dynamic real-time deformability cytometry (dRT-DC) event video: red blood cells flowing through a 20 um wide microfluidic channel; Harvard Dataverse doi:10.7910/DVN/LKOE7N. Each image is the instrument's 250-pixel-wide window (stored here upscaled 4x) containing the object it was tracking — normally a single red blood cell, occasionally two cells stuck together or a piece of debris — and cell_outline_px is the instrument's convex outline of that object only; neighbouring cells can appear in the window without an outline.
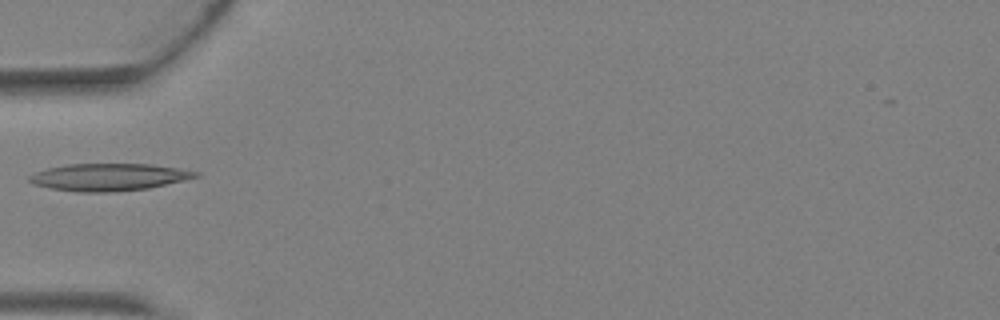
{"species": "Egyptian fruit bat (a non-hibernating species)", "species_latin": "Rousettus aegyptiacus", "temperature_condition": "warm", "stored_images_in_passage": 4, "camera_frame_rate_fps": 3000, "um_per_image_px": 0.085, "animal": {"sex": "female"}, "frame": {"image": 1, "passage_image": 4, "time_ms": 1.0, "image_size_px": [1000, 320], "cell_outline_px": [[200, 176], [184, 180], [148, 188], [112, 192], [76, 192], [52, 188], [32, 184], [28, 180], [28, 176], [36, 172], [48, 168], [68, 164], [152, 164], [180, 168], [200, 172]], "centroid_in_image_um": [9.26, 15.05], "position_along_channel_um": 75.7, "area_um2": 26.41}}